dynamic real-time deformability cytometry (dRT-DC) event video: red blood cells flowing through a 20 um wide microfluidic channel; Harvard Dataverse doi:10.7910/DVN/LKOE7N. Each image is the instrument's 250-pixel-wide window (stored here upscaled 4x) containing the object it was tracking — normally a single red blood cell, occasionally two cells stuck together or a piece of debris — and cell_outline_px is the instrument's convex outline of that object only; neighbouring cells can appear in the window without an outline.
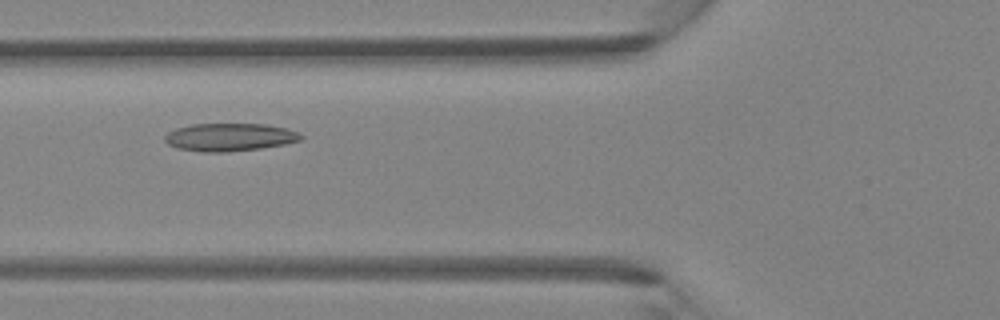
{"species": "Egyptian fruit bat (a non-hibernating species)", "species_latin": "Rousettus aegyptiacus", "temperature_condition": "room temperature", "stored_images_in_passage": 43, "camera_frame_rate_fps": 3000, "um_per_image_px": 0.085, "animal": {"sex": "female"}, "frame": {"image": 1, "passage_image": 14, "time_ms": 4.333, "image_size_px": [1000, 320], "cell_outline_px": [[304, 136], [300, 140], [284, 144], [260, 148], [224, 152], [200, 152], [176, 148], [168, 144], [164, 140], [164, 136], [168, 132], [176, 128], [192, 124], [268, 124], [288, 128]], "centroid_in_image_um": [19.49, 11.65], "position_along_channel_um": 106.3, "area_um2": 22.14}}
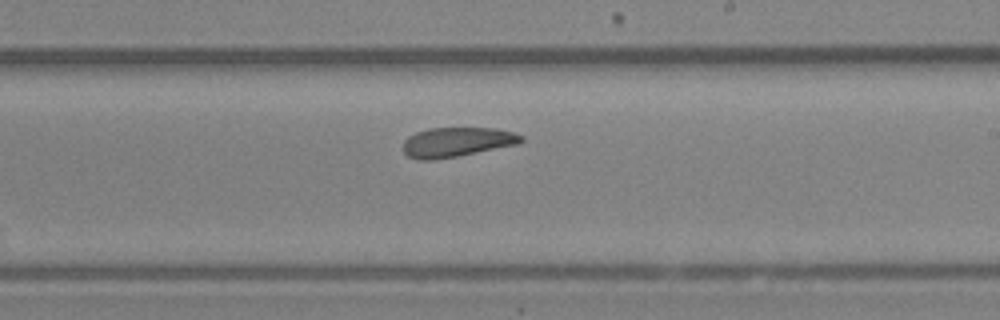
{"frame": {"image": 2, "passage_image": 24, "time_ms": 7.667, "image_size_px": [1000, 320], "cell_outline_px": [[524, 140], [520, 144], [436, 160], [420, 160], [408, 156], [404, 152], [404, 140], [408, 136], [416, 132], [428, 128], [496, 128], [512, 132], [524, 136]], "centroid_in_image_um": [38.85, 12.07], "position_along_channel_um": 250.2, "area_um2": 20.46}}
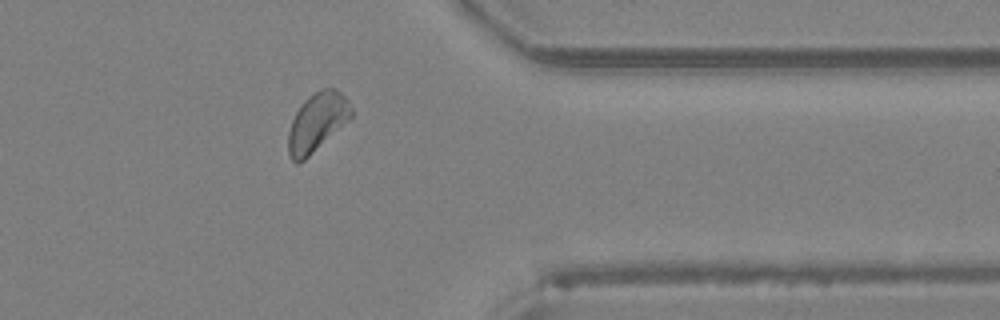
{"frame": {"image": 3, "passage_image": 34, "time_ms": 11.0, "image_size_px": [1000, 320], "cell_outline_px": [[352, 116], [348, 120], [304, 160], [296, 164], [288, 156], [288, 132], [292, 120], [296, 112], [304, 100], [308, 96], [320, 88], [336, 88], [348, 100], [352, 108]], "centroid_in_image_um": [26.93, 10.36], "position_along_channel_um": 384.5, "area_um2": 21.27}}